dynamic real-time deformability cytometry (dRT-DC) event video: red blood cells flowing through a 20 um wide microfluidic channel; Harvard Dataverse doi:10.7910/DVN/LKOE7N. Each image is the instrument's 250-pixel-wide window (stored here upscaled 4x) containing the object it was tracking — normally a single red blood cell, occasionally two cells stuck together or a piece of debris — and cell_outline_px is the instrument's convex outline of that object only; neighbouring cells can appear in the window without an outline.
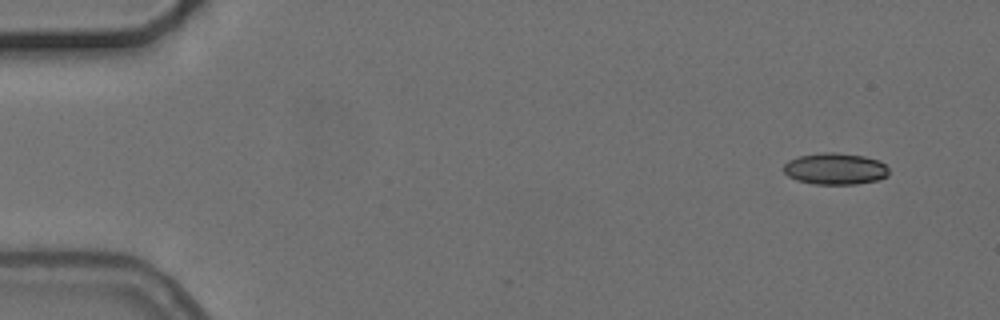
{"species": "common noctule bat (a hibernating species)", "species_latin": "Nyctalus noctula", "temperature_condition": "cold", "stored_images_in_passage": 7, "camera_frame_rate_fps": 3000, "um_per_image_px": 0.085, "animal": {"sex": "female", "body_mass_g": 24.6, "forearm_length_mm": 56.2}, "frame": {"image": 1, "passage_image": 1, "time_ms": 0.0, "image_size_px": [1000, 320], "cell_outline_px": [[888, 176], [880, 180], [856, 184], [816, 184], [796, 180], [788, 176], [784, 172], [784, 164], [788, 160], [800, 156], [824, 152], [836, 152], [864, 156], [880, 160], [888, 168]], "centroid_in_image_um": [71.02, 14.35], "position_along_channel_um": 14.0, "area_um2": 19.48}}
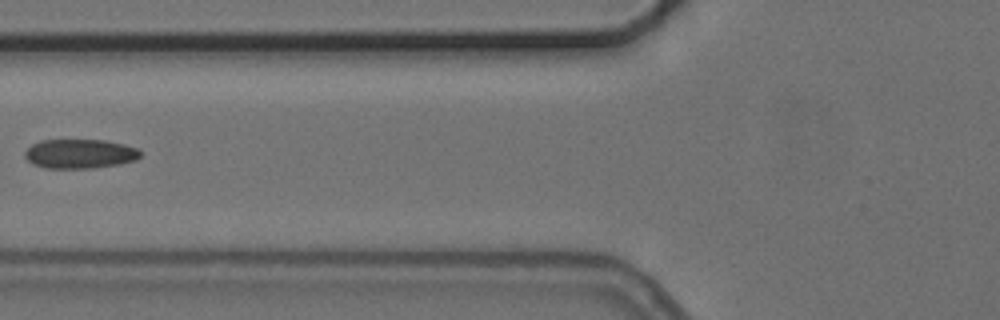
{"frame": {"image": 2, "passage_image": 6, "time_ms": 6.0, "image_size_px": [1000, 320], "cell_outline_px": [[140, 156], [136, 160], [120, 164], [92, 168], [44, 168], [32, 164], [24, 156], [24, 152], [32, 144], [40, 140], [104, 140], [124, 144], [136, 148], [140, 152]], "centroid_in_image_um": [6.76, 13.07], "position_along_channel_um": 119.0, "area_um2": 19.77}}
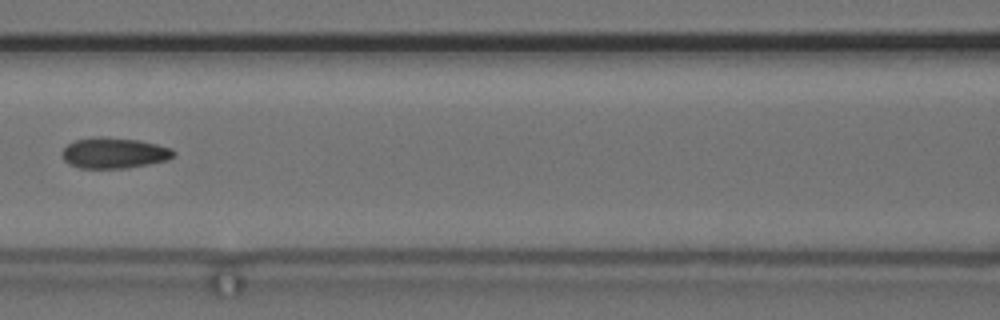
{"frame": {"image": 3, "passage_image": 7, "time_ms": 7.0, "image_size_px": [1000, 320], "cell_outline_px": [[176, 156], [168, 160], [128, 168], [80, 168], [68, 164], [64, 160], [60, 152], [68, 144], [76, 140], [92, 136], [104, 136], [140, 140], [172, 148], [176, 152]], "centroid_in_image_um": [9.7, 12.99], "position_along_channel_um": 156.9, "area_um2": 20.35}}